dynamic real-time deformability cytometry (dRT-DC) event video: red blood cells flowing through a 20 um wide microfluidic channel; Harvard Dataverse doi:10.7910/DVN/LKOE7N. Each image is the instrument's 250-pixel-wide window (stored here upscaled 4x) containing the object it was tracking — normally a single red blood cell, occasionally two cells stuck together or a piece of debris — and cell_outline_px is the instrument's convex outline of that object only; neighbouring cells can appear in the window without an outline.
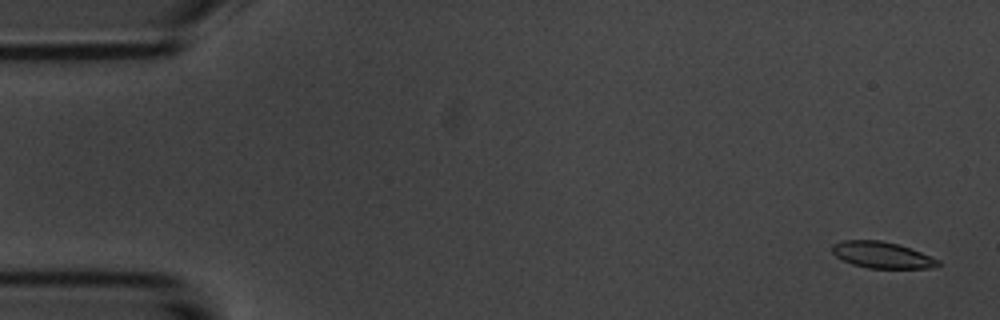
{"species": "common noctule bat (a hibernating species)", "species_latin": "Nyctalus noctula", "temperature_condition": "room temperature", "stored_images_in_passage": 5, "camera_frame_rate_fps": 3000, "um_per_image_px": 0.085, "animal": {"sex": "male", "body_mass_g": 20.1, "forearm_length_mm": 53.5}, "frame": {"image": 1, "passage_image": 1, "time_ms": 0.0, "image_size_px": [1000, 320], "cell_outline_px": [[940, 264], [932, 268], [868, 268], [852, 264], [836, 256], [832, 252], [832, 244], [840, 240], [880, 240], [896, 244], [920, 252], [940, 260]], "centroid_in_image_um": [74.94, 21.67], "position_along_channel_um": 10.1, "area_um2": 16.13}}
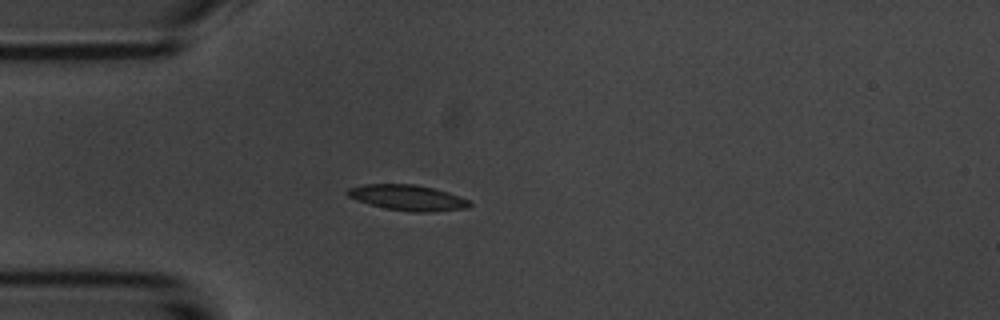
{"frame": {"image": 2, "passage_image": 4, "time_ms": 4.333, "image_size_px": [1000, 320], "cell_outline_px": [[472, 204], [468, 208], [432, 212], [412, 212], [384, 208], [368, 204], [356, 200], [348, 196], [344, 192], [348, 188], [364, 184], [416, 184], [432, 188], [460, 196], [468, 200]], "centroid_in_image_um": [34.62, 16.8], "position_along_channel_um": 50.4, "area_um2": 18.32}}